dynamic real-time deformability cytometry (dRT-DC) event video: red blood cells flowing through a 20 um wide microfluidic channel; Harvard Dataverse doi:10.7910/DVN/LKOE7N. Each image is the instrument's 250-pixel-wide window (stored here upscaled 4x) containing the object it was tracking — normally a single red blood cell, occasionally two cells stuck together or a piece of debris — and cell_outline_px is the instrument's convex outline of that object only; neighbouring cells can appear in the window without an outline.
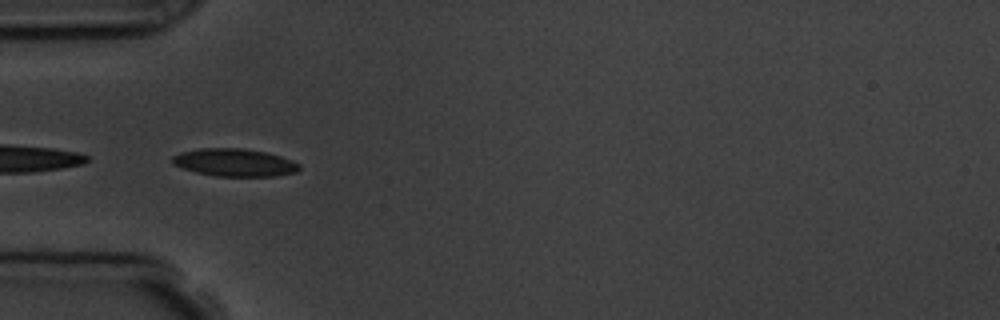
{"species": "common noctule bat (a hibernating species)", "species_latin": "Nyctalus noctula", "temperature_condition": "room temperature", "stored_images_in_passage": 10, "camera_frame_rate_fps": 3000, "um_per_image_px": 0.085, "animal": {"sex": "male", "body_mass_g": 19.5, "forearm_length_mm": 54.6}, "frame": {"image": 1, "passage_image": 5, "time_ms": 5.333, "image_size_px": [1000, 320], "cell_outline_px": [[300, 168], [296, 172], [276, 176], [216, 176], [196, 172], [172, 164], [172, 156], [180, 152], [200, 148], [240, 148], [264, 152], [280, 156], [292, 160], [300, 164]], "centroid_in_image_um": [19.93, 13.81], "position_along_channel_um": 65.1, "area_um2": 20.4}}
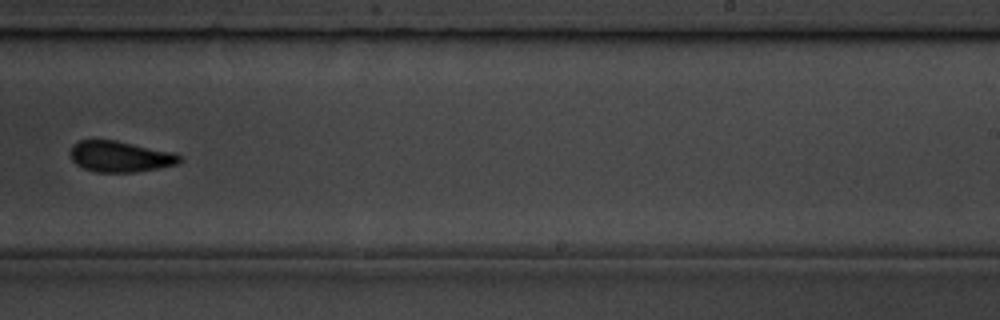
{"frame": {"image": 2, "passage_image": 10, "time_ms": 11.0, "image_size_px": [1000, 320], "cell_outline_px": [[184, 160], [180, 164], [160, 168], [136, 172], [96, 172], [84, 168], [76, 164], [72, 160], [72, 144], [80, 140], [116, 140], [176, 152]], "centroid_in_image_um": [10.3, 13.31], "position_along_channel_um": 278.7, "area_um2": 19.94}}